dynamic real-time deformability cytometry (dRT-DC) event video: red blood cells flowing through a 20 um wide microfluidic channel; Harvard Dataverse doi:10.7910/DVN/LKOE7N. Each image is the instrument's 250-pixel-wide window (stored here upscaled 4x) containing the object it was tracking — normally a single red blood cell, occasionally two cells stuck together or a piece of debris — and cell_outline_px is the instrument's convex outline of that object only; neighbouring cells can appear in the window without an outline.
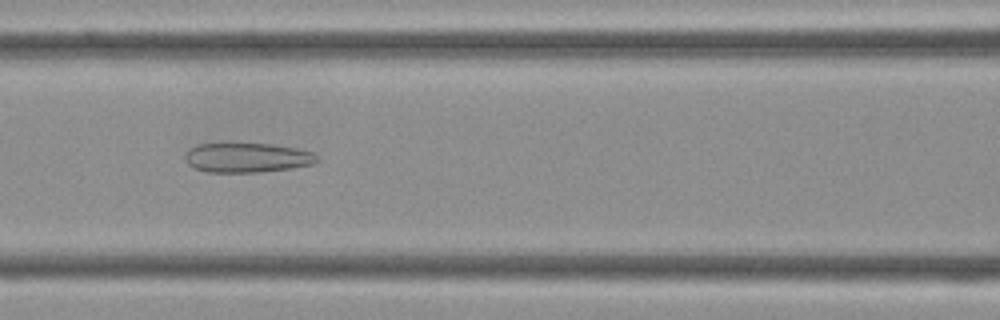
{"species": "Egyptian fruit bat (a non-hibernating species)", "species_latin": "Rousettus aegyptiacus", "temperature_condition": "cold", "stored_images_in_passage": 43, "camera_frame_rate_fps": 3000, "um_per_image_px": 0.085, "frame": {"image": 1, "passage_image": 18, "time_ms": 5.667, "image_size_px": [1000, 320], "cell_outline_px": [[320, 160], [312, 164], [288, 168], [260, 172], [208, 172], [192, 168], [184, 160], [184, 152], [188, 148], [196, 144], [272, 144], [296, 148], [312, 152], [320, 156]], "centroid_in_image_um": [20.96, 13.4], "position_along_channel_um": 145.6, "area_um2": 22.89}}
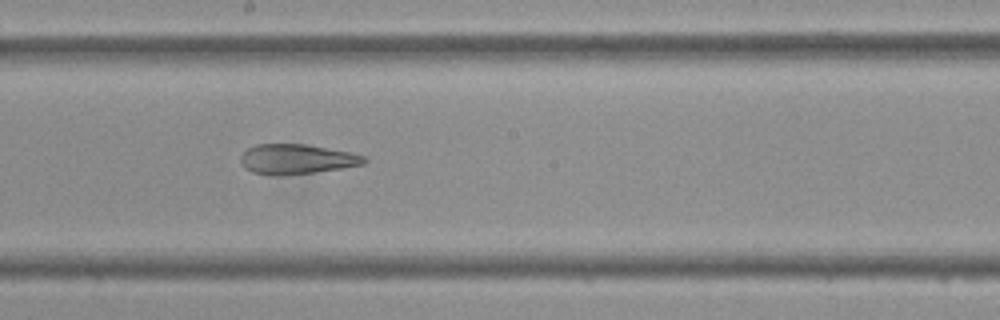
{"frame": {"image": 2, "passage_image": 23, "time_ms": 7.333, "image_size_px": [1000, 320], "cell_outline_px": [[368, 160], [364, 164], [340, 168], [312, 172], [280, 176], [252, 172], [244, 168], [240, 160], [240, 156], [248, 148], [256, 144], [304, 144], [328, 148], [348, 152], [364, 156]], "centroid_in_image_um": [25.18, 13.52], "position_along_channel_um": 223.0, "area_um2": 21.33}}
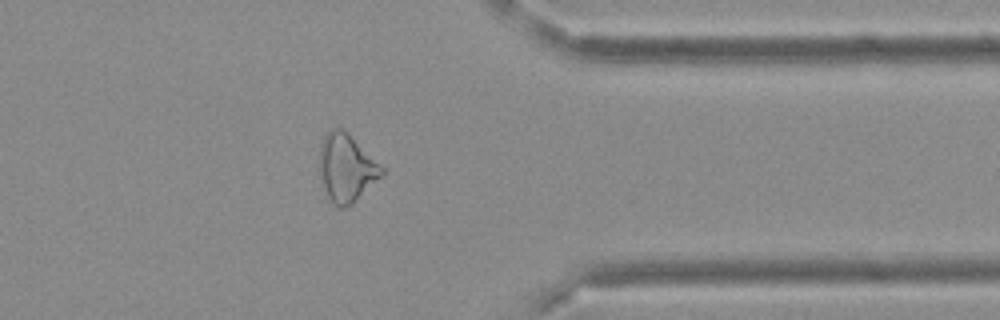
{"frame": {"image": 3, "passage_image": 34, "time_ms": 11.0, "image_size_px": [1000, 320], "cell_outline_px": [[384, 172], [352, 204], [344, 208], [340, 208], [328, 196], [324, 188], [320, 172], [320, 144], [324, 136], [332, 128], [340, 128], [348, 132], [384, 168]], "centroid_in_image_um": [29.43, 14.24], "position_along_channel_um": 382.0, "area_um2": 24.04}}